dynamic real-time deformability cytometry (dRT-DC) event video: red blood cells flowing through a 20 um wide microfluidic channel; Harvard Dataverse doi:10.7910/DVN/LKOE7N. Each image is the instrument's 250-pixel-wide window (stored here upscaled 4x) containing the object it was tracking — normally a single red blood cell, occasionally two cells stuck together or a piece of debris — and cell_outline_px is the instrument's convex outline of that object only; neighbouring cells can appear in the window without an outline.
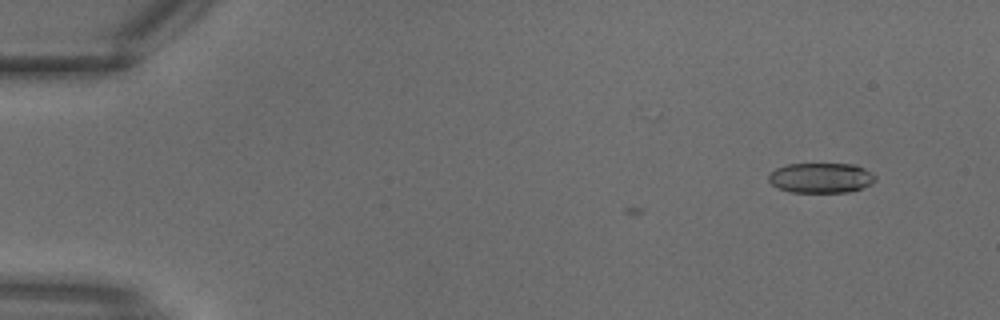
{"species": "common noctule bat (a hibernating species)", "species_latin": "Nyctalus noctula", "temperature_condition": "warm", "stored_images_in_passage": 6, "camera_frame_rate_fps": 3000, "um_per_image_px": 0.085, "animal": {"sex": "male", "body_mass_g": 18.8}, "frame": {"image": 1, "passage_image": 2, "time_ms": 0.333, "image_size_px": [1000, 320], "cell_outline_px": [[876, 180], [872, 184], [848, 192], [792, 192], [776, 188], [768, 180], [768, 176], [776, 168], [788, 164], [856, 164], [864, 168], [876, 176]], "centroid_in_image_um": [69.78, 15.12], "position_along_channel_um": 15.2, "area_um2": 18.73}}